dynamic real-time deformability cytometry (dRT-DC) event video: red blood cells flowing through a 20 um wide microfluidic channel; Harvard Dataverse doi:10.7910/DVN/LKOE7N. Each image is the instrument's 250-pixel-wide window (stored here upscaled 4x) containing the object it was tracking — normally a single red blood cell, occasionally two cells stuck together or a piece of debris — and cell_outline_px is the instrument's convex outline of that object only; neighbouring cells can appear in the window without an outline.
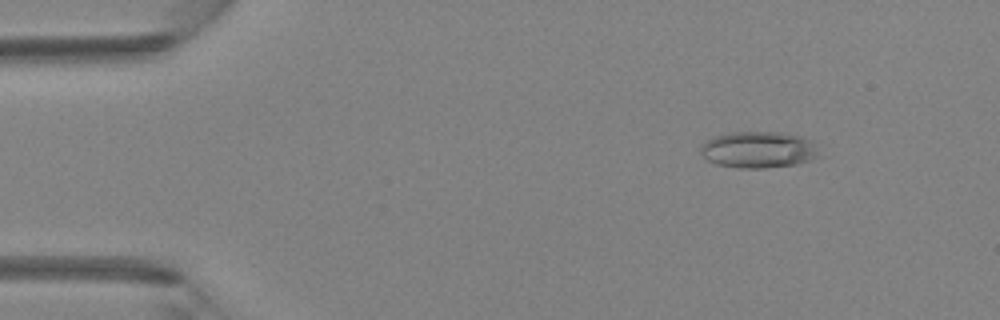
{"species": "Egyptian fruit bat (a non-hibernating species)", "species_latin": "Rousettus aegyptiacus", "temperature_condition": "room temperature", "stored_images_in_passage": 19, "camera_frame_rate_fps": 3000, "um_per_image_px": 0.085, "animal": {"sex": "female"}, "frame": {"image": 1, "passage_image": 6, "time_ms": 1.667, "image_size_px": [1000, 320], "cell_outline_px": [[820, 156], [812, 160], [796, 164], [764, 168], [740, 168], [716, 164], [700, 156], [700, 144], [716, 136], [732, 132], [784, 132], [800, 136], [816, 144]], "centroid_in_image_um": [64.47, 12.73], "position_along_channel_um": 20.5, "area_um2": 25.37}}
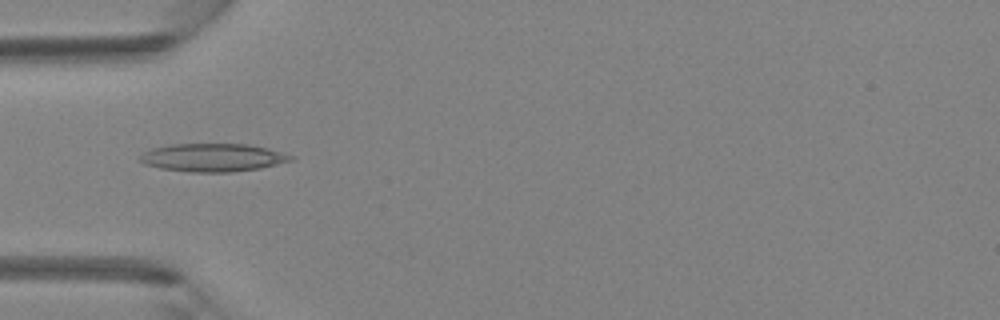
{"frame": {"image": 2, "passage_image": 15, "time_ms": 4.667, "image_size_px": [1000, 320], "cell_outline_px": [[296, 156], [292, 160], [260, 168], [232, 172], [188, 172], [160, 168], [144, 164], [136, 160], [144, 152], [152, 148], [172, 144], [248, 144], [268, 148]], "centroid_in_image_um": [18.07, 13.39], "position_along_channel_um": 66.9, "area_um2": 24.8}}